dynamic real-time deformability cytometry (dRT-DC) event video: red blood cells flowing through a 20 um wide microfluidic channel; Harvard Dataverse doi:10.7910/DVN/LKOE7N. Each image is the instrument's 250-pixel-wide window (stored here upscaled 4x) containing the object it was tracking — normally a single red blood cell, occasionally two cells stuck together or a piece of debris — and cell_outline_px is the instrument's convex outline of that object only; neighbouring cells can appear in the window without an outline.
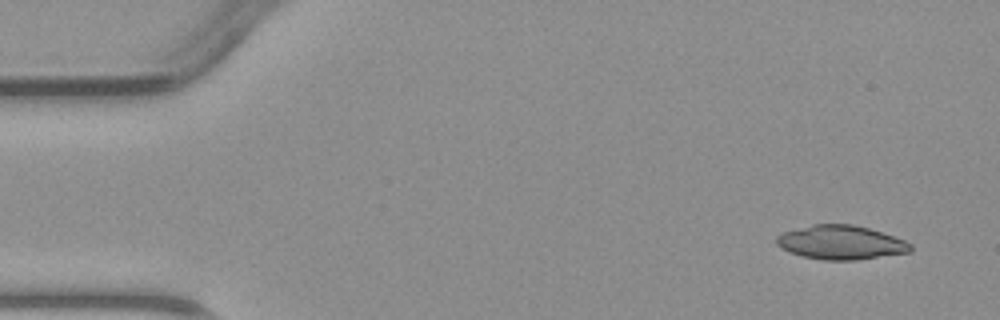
{"species": "common noctule bat (a hibernating species)", "species_latin": "Nyctalus noctula", "temperature_condition": "warm", "stored_images_in_passage": 3, "camera_frame_rate_fps": 3000, "um_per_image_px": 0.085, "animal": {"sex": "male", "body_mass_g": 23.1, "forearm_length_mm": 52.7}, "frame": {"image": 1, "passage_image": 1, "time_ms": 0.0, "image_size_px": [1000, 320], "cell_outline_px": [[912, 252], [856, 260], [824, 260], [800, 256], [788, 252], [780, 248], [776, 244], [776, 236], [784, 232], [812, 224], [852, 224], [868, 228], [904, 240], [912, 244]], "centroid_in_image_um": [71.45, 20.62], "position_along_channel_um": 13.6, "area_um2": 26.65}}